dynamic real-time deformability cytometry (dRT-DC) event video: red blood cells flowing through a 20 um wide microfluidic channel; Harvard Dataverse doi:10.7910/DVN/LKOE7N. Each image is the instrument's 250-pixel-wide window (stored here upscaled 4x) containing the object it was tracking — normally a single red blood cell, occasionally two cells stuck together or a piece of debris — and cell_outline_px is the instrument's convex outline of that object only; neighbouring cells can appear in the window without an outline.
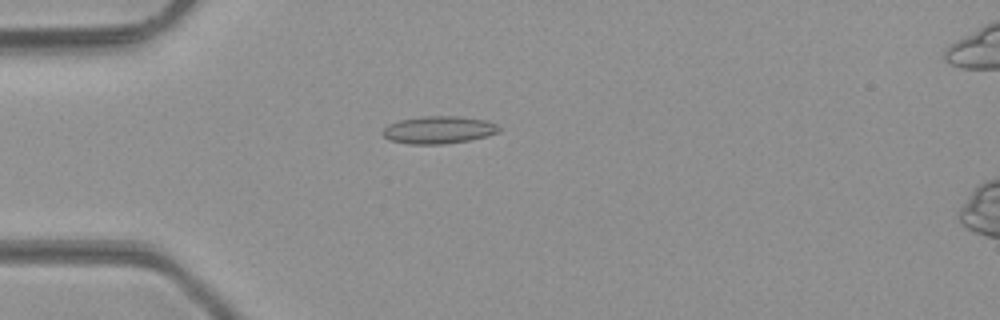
{"species": "common noctule bat (a hibernating species)", "species_latin": "Nyctalus noctula", "temperature_condition": "room temperature", "stored_images_in_passage": 40, "camera_frame_rate_fps": 3000, "um_per_image_px": 0.085, "animal": {"sex": "male", "body_mass_g": 23.1, "forearm_length_mm": 52.7}, "frame": {"image": 1, "passage_image": 5, "time_ms": 1.333, "image_size_px": [1000, 320], "cell_outline_px": [[500, 132], [488, 136], [468, 140], [444, 144], [408, 144], [388, 140], [380, 132], [388, 124], [400, 120], [424, 116], [456, 116], [488, 120], [496, 124], [500, 128]], "centroid_in_image_um": [37.28, 11.04], "position_along_channel_um": 47.7, "area_um2": 18.79}}
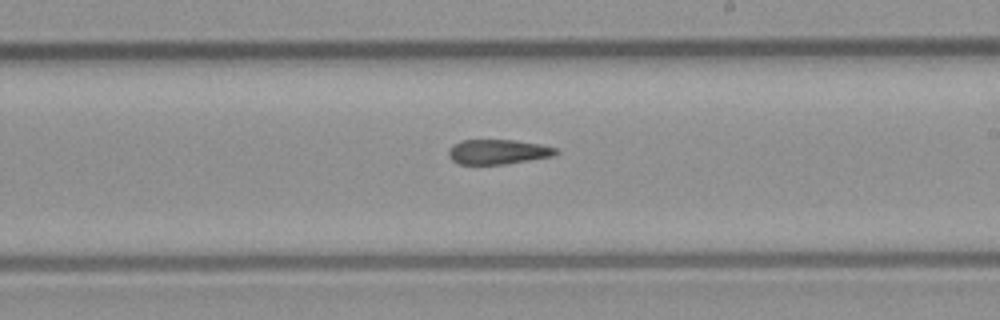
{"frame": {"image": 2, "passage_image": 20, "time_ms": 6.333, "image_size_px": [1000, 320], "cell_outline_px": [[560, 152], [556, 156], [504, 164], [460, 164], [452, 160], [448, 156], [448, 152], [452, 144], [460, 140], [512, 140], [540, 144], [556, 148]], "centroid_in_image_um": [42.34, 12.9], "position_along_channel_um": 246.7, "area_um2": 15.61}}
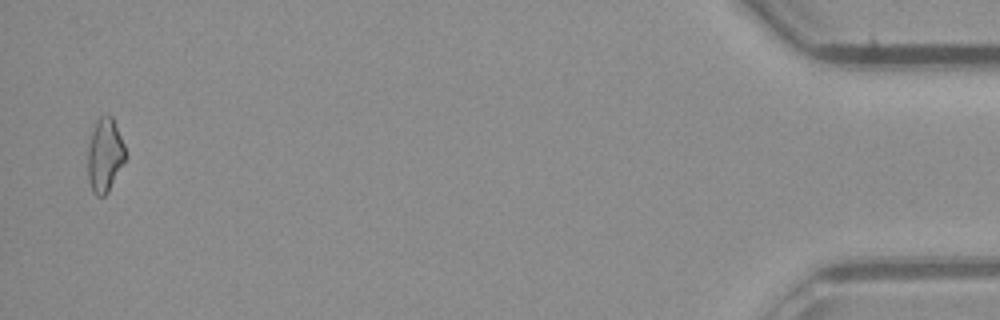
{"frame": {"image": 3, "passage_image": 39, "time_ms": 12.667, "image_size_px": [1000, 320], "cell_outline_px": [[124, 160], [108, 192], [104, 196], [96, 196], [92, 192], [88, 180], [88, 148], [92, 132], [96, 120], [100, 116], [112, 116], [124, 144]], "centroid_in_image_um": [8.88, 13.2], "position_along_channel_um": 426.3, "area_um2": 15.84}, "authors_computed_cell_mechanics": {"area_um2": 16.3574, "velocity_mm_per_s": 4.2936, "shape_relaxation_time_tau1_ms": null, "shape_relaxation_time_tau2_ms": 5.1936, "deformation_change_tau1": null, "deformation_change_tau2": 0.1474}}